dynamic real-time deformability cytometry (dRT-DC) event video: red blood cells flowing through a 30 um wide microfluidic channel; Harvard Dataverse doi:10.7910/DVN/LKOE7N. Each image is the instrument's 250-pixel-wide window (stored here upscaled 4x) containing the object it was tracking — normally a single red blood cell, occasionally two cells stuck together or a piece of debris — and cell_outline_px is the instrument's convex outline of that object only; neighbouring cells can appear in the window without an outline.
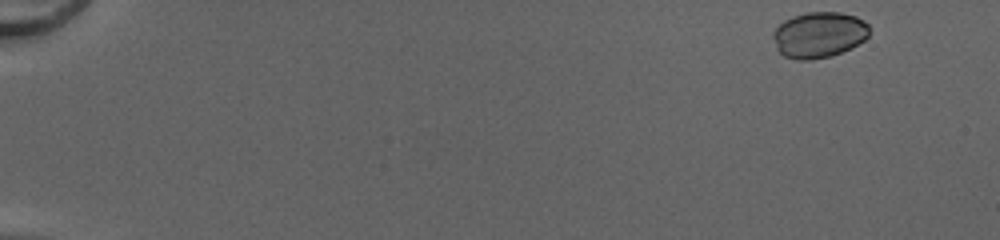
{"species": "common noctule bat (a hibernating species)", "species_latin": "Nyctalus noctula", "temperature_condition": "cold", "stored_images_in_passage": 48, "camera_frame_rate_fps": 3000, "um_per_image_px": 0.085, "animal": {"sex": "female", "body_mass_g": 20.0, "forearm_length_mm": 54.0}, "frame": {"image": 1, "passage_image": 1, "time_ms": 0.0, "image_size_px": [1000, 240], "cell_outline_px": [[868, 36], [864, 40], [840, 52], [828, 56], [808, 60], [800, 60], [784, 56], [776, 48], [772, 36], [772, 32], [784, 20], [792, 16], [808, 12], [840, 12], [856, 16], [864, 20], [868, 24]], "centroid_in_image_um": [69.58, 2.94], "position_along_channel_um": 15.4, "area_um2": 25.55}}
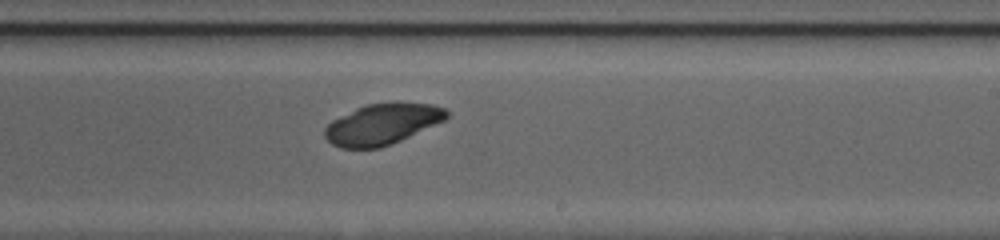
{"frame": {"image": 2, "passage_image": 30, "time_ms": 9.667, "image_size_px": [1000, 240], "cell_outline_px": [[448, 116], [444, 120], [392, 144], [380, 148], [340, 148], [332, 144], [324, 136], [324, 128], [332, 120], [364, 104], [392, 100], [432, 104], [444, 108], [448, 112]], "centroid_in_image_um": [32.48, 10.52], "position_along_channel_um": 256.5, "area_um2": 29.42}}
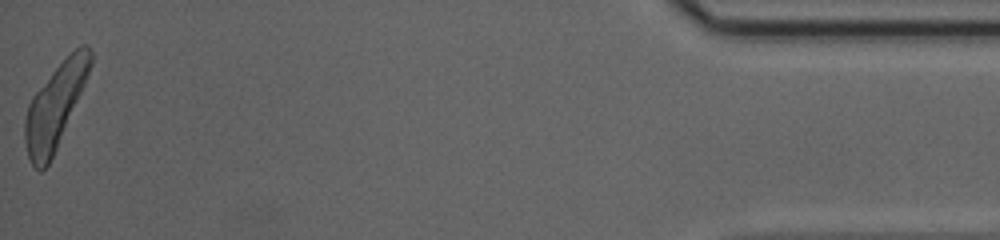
{"frame": {"image": 3, "passage_image": 48, "time_ms": 15.667, "image_size_px": [1000, 240], "cell_outline_px": [[92, 64], [84, 84], [56, 148], [48, 164], [40, 172], [32, 164], [28, 156], [24, 140], [24, 120], [28, 104], [32, 96], [52, 72], [80, 44], [88, 44], [92, 52]], "centroid_in_image_um": [4.66, 9.01], "position_along_channel_um": 430.5, "area_um2": 31.15}, "authors_computed_cell_mechanics": {"area_um2": 29.3046, "velocity_mm_per_s": 4.2198, "shape_relaxation_time_tau1_ms": 1.1058, "shape_relaxation_time_tau2_ms": null, "deformation_change_tau1": 0.0412, "deformation_change_tau2": null}}